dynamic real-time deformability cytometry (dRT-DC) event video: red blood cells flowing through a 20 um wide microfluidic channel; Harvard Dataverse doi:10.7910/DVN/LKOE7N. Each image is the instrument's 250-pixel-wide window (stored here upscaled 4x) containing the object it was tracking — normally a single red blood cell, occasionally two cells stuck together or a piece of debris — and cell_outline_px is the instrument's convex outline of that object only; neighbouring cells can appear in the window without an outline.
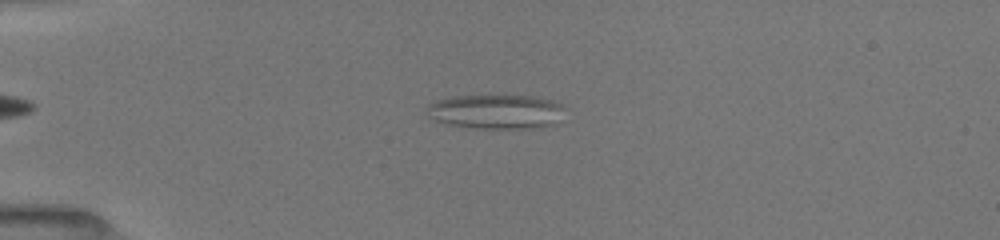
{"species": "common noctule bat (a hibernating species)", "species_latin": "Nyctalus noctula", "temperature_condition": "room temperature", "stored_images_in_passage": 49, "camera_frame_rate_fps": 3000, "um_per_image_px": 0.085, "animal": {"sex": "female", "body_mass_g": 19.5, "forearm_length_mm": 54.1}, "frame": {"image": 1, "passage_image": 15, "time_ms": 4.667, "image_size_px": [1000, 240], "cell_outline_px": [[560, 108], [552, 124], [528, 128], [480, 128], [452, 124], [436, 120], [428, 108], [436, 100], [452, 96], [532, 96], [548, 100], [560, 104]], "centroid_in_image_um": [42.11, 9.47], "position_along_channel_um": 42.9, "area_um2": 26.13}}
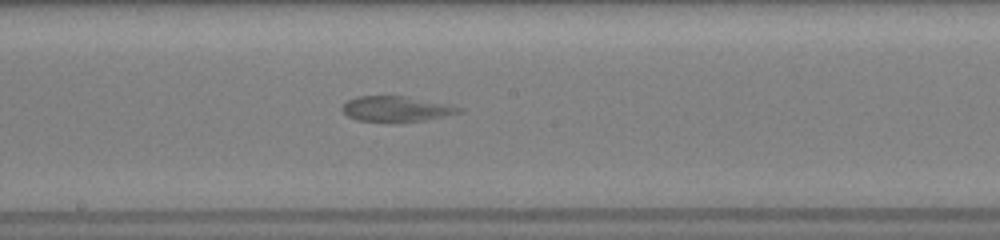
{"frame": {"image": 2, "passage_image": 31, "time_ms": 10.0, "image_size_px": [1000, 240], "cell_outline_px": [[464, 112], [424, 120], [392, 124], [356, 120], [348, 116], [340, 108], [348, 100], [356, 96], [404, 96], [464, 108]], "centroid_in_image_um": [33.64, 9.29], "position_along_channel_um": 214.6, "area_um2": 17.57}}
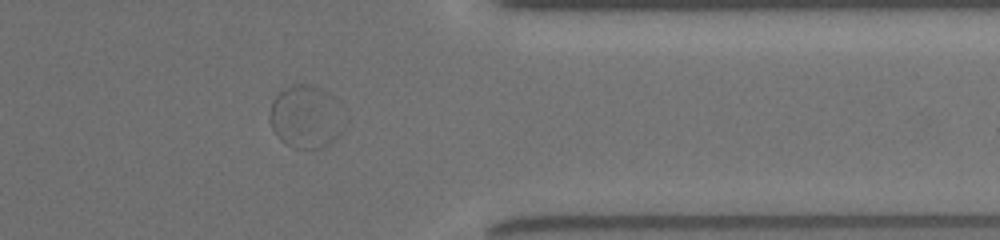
{"frame": {"image": 3, "passage_image": 45, "time_ms": 14.667, "image_size_px": [1000, 240], "cell_outline_px": [[344, 128], [336, 140], [324, 148], [296, 148], [280, 140], [276, 136], [272, 128], [268, 116], [268, 112], [272, 100], [280, 92], [292, 84], [312, 84], [324, 88], [332, 96], [344, 124]], "centroid_in_image_um": [25.97, 9.93], "position_along_channel_um": 385.4, "area_um2": 27.46}}